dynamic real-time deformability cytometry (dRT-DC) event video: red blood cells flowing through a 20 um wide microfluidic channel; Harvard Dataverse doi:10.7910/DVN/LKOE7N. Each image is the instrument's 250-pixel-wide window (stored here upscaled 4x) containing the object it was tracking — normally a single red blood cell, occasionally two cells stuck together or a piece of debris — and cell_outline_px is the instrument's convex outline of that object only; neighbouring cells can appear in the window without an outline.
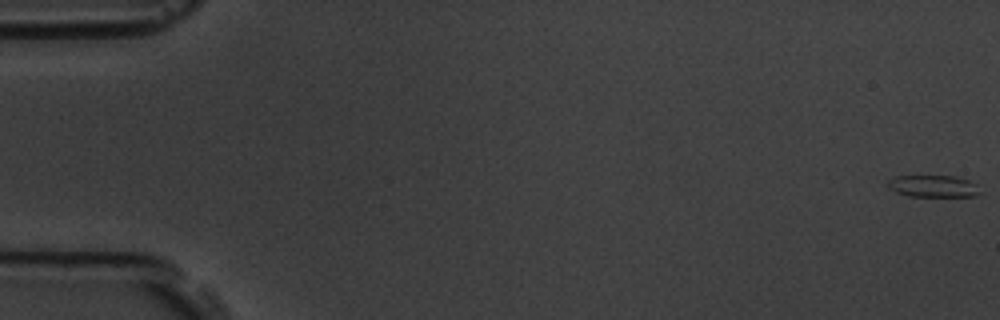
{"species": "common noctule bat (a hibernating species)", "species_latin": "Nyctalus noctula", "temperature_condition": "room temperature", "stored_images_in_passage": 54, "camera_frame_rate_fps": 3000, "um_per_image_px": 0.085, "animal": {"sex": "male", "body_mass_g": 19.5, "forearm_length_mm": 54.6}, "frame": {"image": 1, "passage_image": 1, "time_ms": 0.0, "image_size_px": [1000, 320], "cell_outline_px": [[984, 192], [976, 196], [908, 196], [896, 192], [888, 188], [888, 180], [896, 176], [956, 176], [968, 180], [976, 184]], "centroid_in_image_um": [79.37, 15.83], "position_along_channel_um": 5.6, "area_um2": 11.91}}
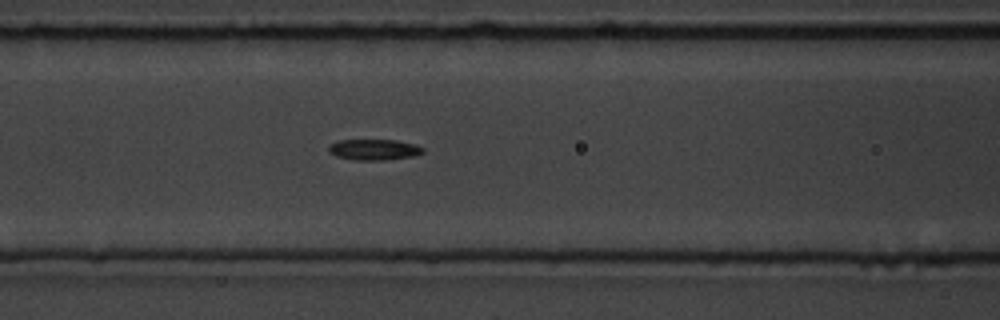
{"frame": {"image": 2, "passage_image": 25, "time_ms": 8.0, "image_size_px": [1000, 320], "cell_outline_px": [[424, 152], [416, 156], [384, 160], [356, 160], [336, 156], [328, 152], [328, 144], [336, 140], [396, 140], [416, 144], [424, 148]], "centroid_in_image_um": [31.79, 12.71], "position_along_channel_um": 134.8, "area_um2": 11.68}}
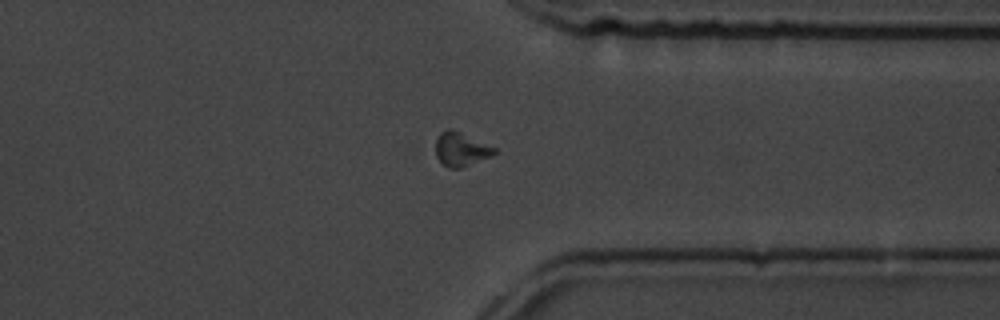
{"frame": {"image": 3, "passage_image": 45, "time_ms": 14.667, "image_size_px": [1000, 320], "cell_outline_px": [[496, 152], [488, 156], [460, 168], [452, 168], [444, 164], [436, 156], [436, 140], [440, 132], [448, 128], [452, 128], [496, 148]], "centroid_in_image_um": [39.14, 12.65], "position_along_channel_um": 372.3, "area_um2": 11.21}, "authors_computed_cell_mechanics": {"area_um2": 11.7045, "velocity_mm_per_s": 3.5946, "shape_relaxation_time_tau1_ms": 8.4162, "shape_relaxation_time_tau2_ms": 5.904, "deformation_change_tau1": 0.1677, "deformation_change_tau2": 0.0966}}